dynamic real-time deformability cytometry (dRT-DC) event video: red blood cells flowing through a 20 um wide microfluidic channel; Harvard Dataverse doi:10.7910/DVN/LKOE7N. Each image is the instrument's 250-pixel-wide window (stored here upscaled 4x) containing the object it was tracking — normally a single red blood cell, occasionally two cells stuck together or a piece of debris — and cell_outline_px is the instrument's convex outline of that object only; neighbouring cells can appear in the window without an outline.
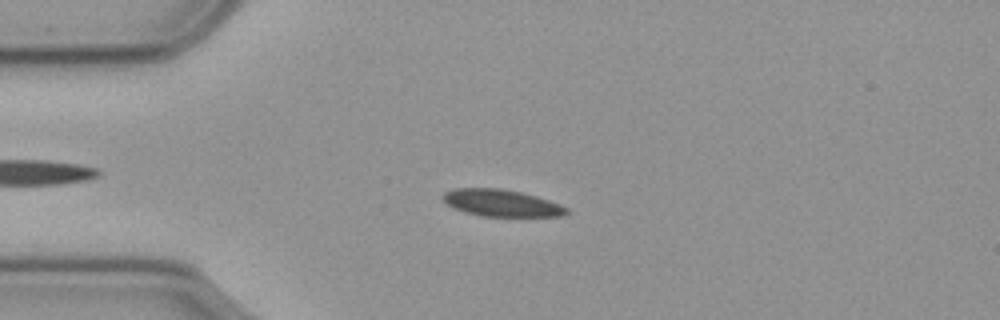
{"species": "common noctule bat (a hibernating species)", "species_latin": "Nyctalus noctula", "temperature_condition": "cold", "stored_images_in_passage": 57, "camera_frame_rate_fps": 3000, "um_per_image_px": 0.085, "animal": {"sex": "male", "body_mass_g": 23.1, "forearm_length_mm": 52.7}, "frame": {"image": 1, "passage_image": 13, "time_ms": 4.0, "image_size_px": [1000, 320], "cell_outline_px": [[572, 212], [560, 216], [480, 216], [464, 212], [452, 208], [440, 196], [444, 192], [456, 188], [500, 188], [520, 192], [536, 196], [560, 204], [568, 208]], "centroid_in_image_um": [42.61, 17.26], "position_along_channel_um": 42.4, "area_um2": 19.48}}
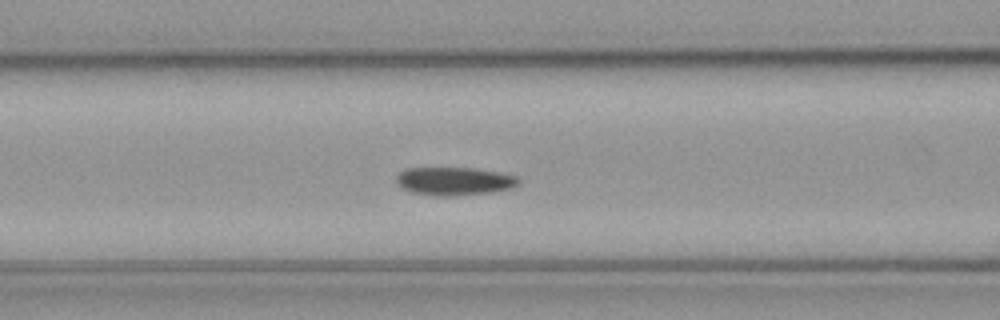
{"frame": {"image": 2, "passage_image": 22, "time_ms": 7.0, "image_size_px": [1000, 320], "cell_outline_px": [[520, 184], [512, 188], [492, 192], [452, 196], [436, 196], [412, 192], [400, 188], [396, 184], [396, 176], [404, 168], [472, 168], [500, 172], [516, 176], [520, 180]], "centroid_in_image_um": [38.6, 15.4], "position_along_channel_um": 128.0, "area_um2": 20.29}}
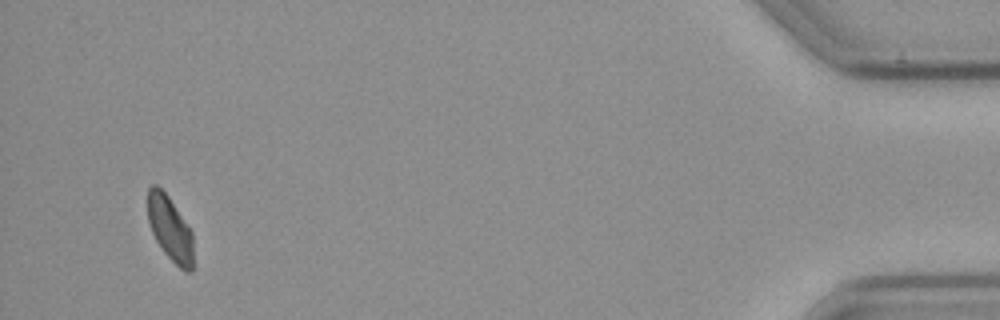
{"frame": {"image": 3, "passage_image": 54, "time_ms": 17.667, "image_size_px": [1000, 320], "cell_outline_px": [[192, 272], [184, 272], [164, 252], [156, 240], [152, 232], [148, 220], [148, 188], [152, 184], [156, 184], [168, 196], [192, 232]], "centroid_in_image_um": [14.44, 19.43], "position_along_channel_um": 420.8, "area_um2": 16.88}}